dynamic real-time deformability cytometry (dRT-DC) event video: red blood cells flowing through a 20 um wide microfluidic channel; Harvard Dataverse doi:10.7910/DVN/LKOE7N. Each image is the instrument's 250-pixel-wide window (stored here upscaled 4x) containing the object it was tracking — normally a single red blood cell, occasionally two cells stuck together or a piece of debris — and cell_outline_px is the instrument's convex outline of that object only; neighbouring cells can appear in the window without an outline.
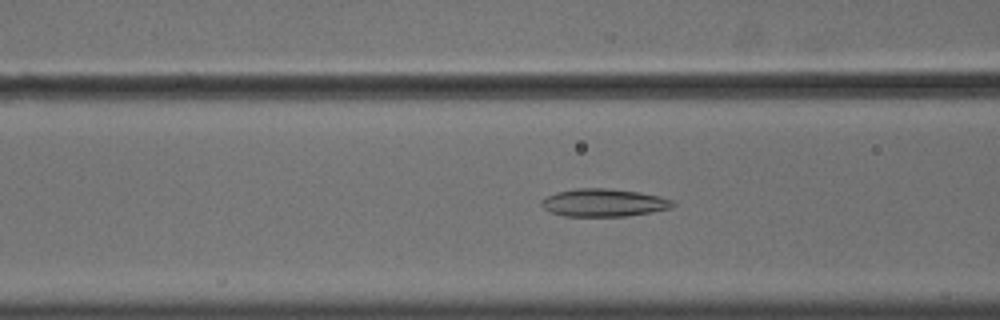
{"species": "common noctule bat (a hibernating species)", "species_latin": "Nyctalus noctula", "temperature_condition": "cold", "stored_images_in_passage": 53, "camera_frame_rate_fps": 3000, "um_per_image_px": 0.085, "animal": {"sex": "male", "body_mass_g": 18.8}, "frame": {"image": 1, "passage_image": 23, "time_ms": 7.333, "image_size_px": [1000, 320], "cell_outline_px": [[676, 204], [672, 208], [652, 212], [624, 216], [564, 216], [548, 212], [540, 204], [540, 200], [544, 196], [556, 192], [576, 188], [608, 188], [640, 192], [660, 196], [672, 200]], "centroid_in_image_um": [51.28, 17.22], "position_along_channel_um": 115.3, "area_um2": 21.56}}
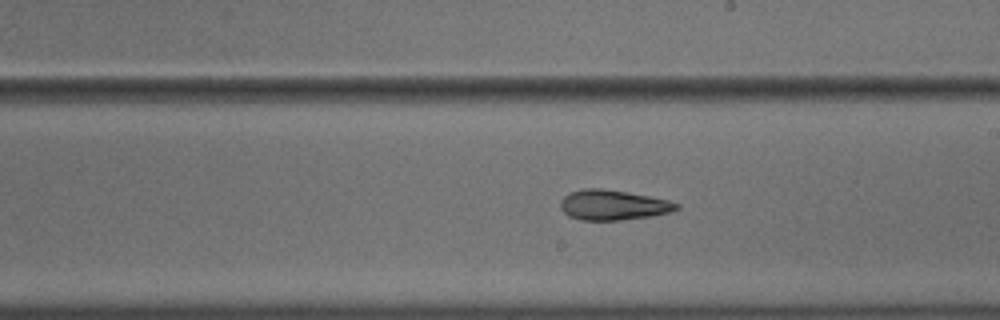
{"frame": {"image": 2, "passage_image": 33, "time_ms": 10.667, "image_size_px": [1000, 320], "cell_outline_px": [[680, 208], [672, 212], [648, 216], [620, 220], [580, 220], [568, 216], [560, 208], [560, 200], [568, 192], [584, 188], [600, 188], [648, 196], [668, 200], [680, 204]], "centroid_in_image_um": [52.07, 17.42], "position_along_channel_um": 236.9, "area_um2": 20.35}}
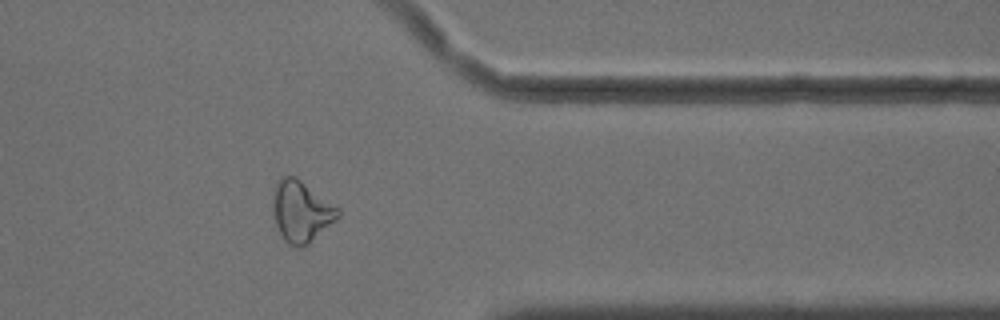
{"frame": {"image": 3, "passage_image": 46, "time_ms": 15.0, "image_size_px": [1000, 320], "cell_outline_px": [[340, 216], [336, 220], [308, 244], [300, 248], [288, 244], [284, 240], [276, 224], [272, 212], [272, 200], [276, 184], [280, 176], [296, 176], [340, 208]], "centroid_in_image_um": [25.6, 17.96], "position_along_channel_um": 385.8, "area_um2": 23.35}}